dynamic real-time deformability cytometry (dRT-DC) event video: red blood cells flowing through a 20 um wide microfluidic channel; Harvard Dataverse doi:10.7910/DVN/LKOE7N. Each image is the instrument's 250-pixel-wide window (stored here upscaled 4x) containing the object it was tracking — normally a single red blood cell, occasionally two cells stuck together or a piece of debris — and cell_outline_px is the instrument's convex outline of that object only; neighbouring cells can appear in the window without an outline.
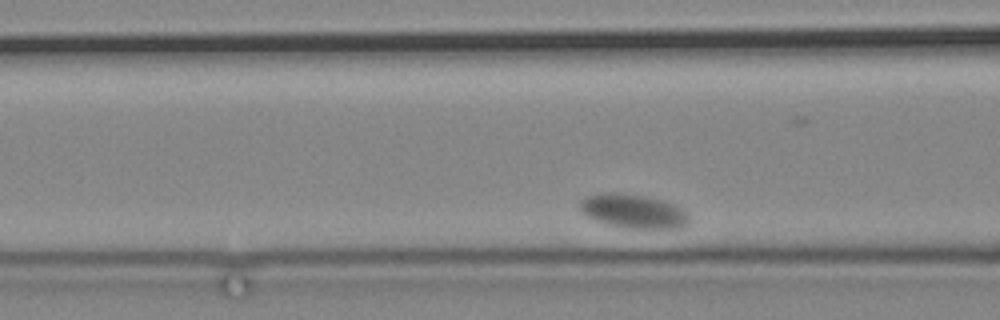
{"species": "common noctule bat (a hibernating species)", "species_latin": "Nyctalus noctula", "temperature_condition": "cold", "stored_images_in_passage": 73, "segment_of_instrument_passage": [1, 2], "camera_frame_rate_fps": 3000, "um_per_image_px": 0.085, "animal": {"sex": "male", "body_mass_g": 19.2, "forearm_length_mm": 51.8}, "frame": {"image": 1, "passage_image": 29, "time_ms": 9.333, "image_size_px": [1000, 320], "cell_outline_px": [[688, 220], [680, 228], [628, 228], [608, 224], [596, 220], [580, 212], [580, 200], [588, 196], [612, 192], [644, 196], [660, 200], [684, 208], [688, 212]], "centroid_in_image_um": [53.83, 17.95], "position_along_channel_um": 112.8, "area_um2": 21.21}}
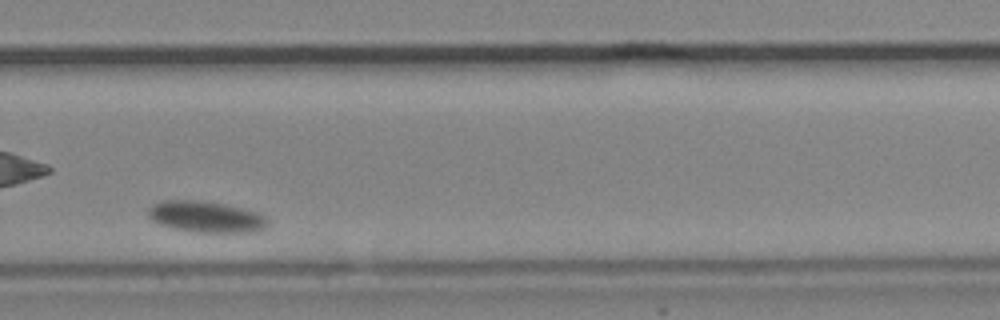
{"frame": {"image": 2, "passage_image": 53, "time_ms": 17.333, "image_size_px": [1000, 320], "cell_outline_px": [[268, 224], [264, 228], [256, 232], [196, 232], [172, 228], [156, 224], [148, 216], [148, 208], [152, 204], [160, 200], [200, 200], [224, 204], [256, 212], [264, 216], [268, 220]], "centroid_in_image_um": [17.45, 18.42], "position_along_channel_um": 312.4, "area_um2": 21.91}}
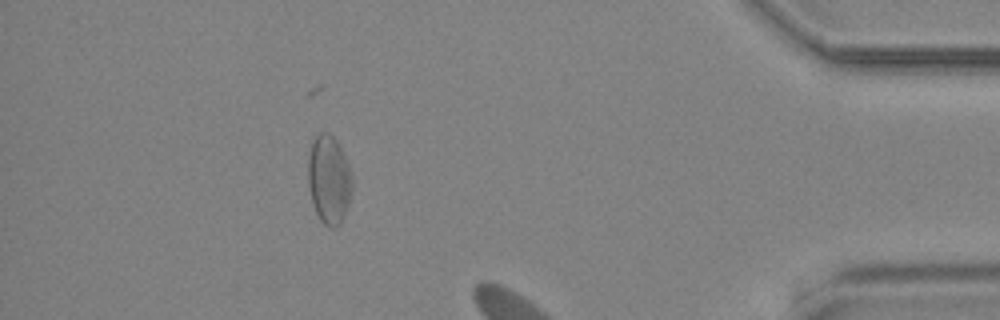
{"frame": {"image": 3, "passage_image": 65, "time_ms": 21.333, "image_size_px": [1000, 320], "cell_outline_px": [[352, 188], [348, 204], [344, 216], [340, 224], [336, 228], [328, 228], [320, 220], [312, 204], [308, 184], [308, 156], [312, 140], [320, 132], [328, 132], [336, 140], [348, 164], [352, 176]], "centroid_in_image_um": [27.95, 15.28], "position_along_channel_um": 407.3, "area_um2": 22.89}}